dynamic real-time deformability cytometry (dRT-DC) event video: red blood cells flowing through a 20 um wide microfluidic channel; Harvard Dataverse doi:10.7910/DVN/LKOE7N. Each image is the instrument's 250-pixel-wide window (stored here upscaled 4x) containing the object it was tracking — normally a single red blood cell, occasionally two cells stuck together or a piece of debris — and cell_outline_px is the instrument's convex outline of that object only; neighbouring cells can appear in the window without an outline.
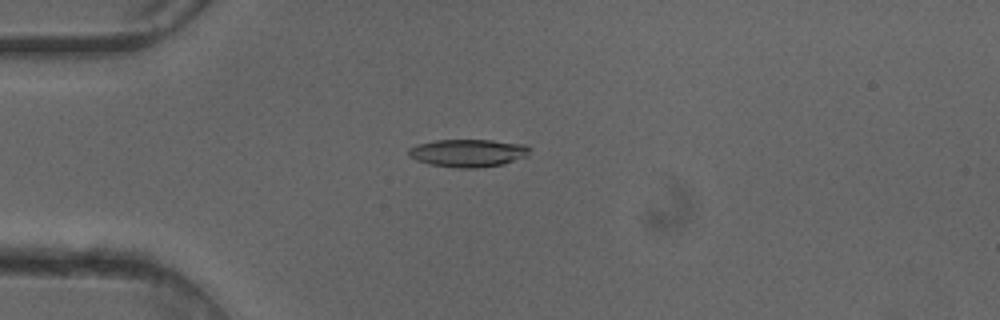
{"species": "common noctule bat (a hibernating species)", "species_latin": "Nyctalus noctula", "temperature_condition": "cold", "stored_images_in_passage": 50, "camera_frame_rate_fps": 3000, "um_per_image_px": 0.085, "animal": {"sex": "female"}, "frame": {"image": 1, "passage_image": 13, "time_ms": 4.0, "image_size_px": [1000, 320], "cell_outline_px": [[532, 148], [528, 156], [504, 164], [476, 168], [460, 168], [432, 164], [416, 160], [408, 156], [408, 148], [420, 144], [436, 140], [492, 140], [524, 144]], "centroid_in_image_um": [39.83, 13.0], "position_along_channel_um": 45.2, "area_um2": 19.59}}
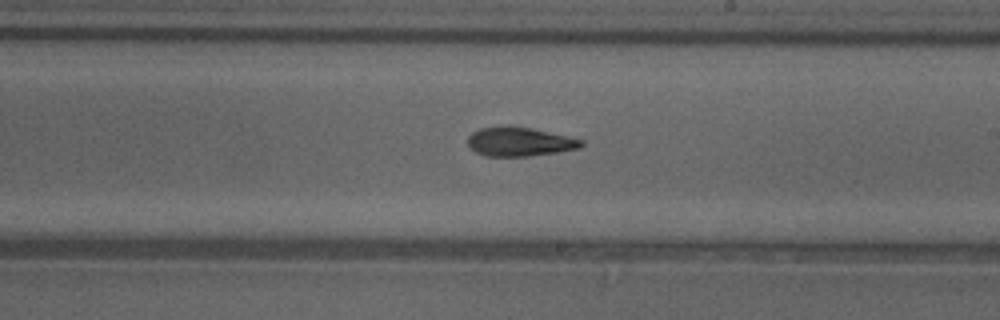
{"frame": {"image": 2, "passage_image": 29, "time_ms": 9.333, "image_size_px": [1000, 320], "cell_outline_px": [[584, 144], [580, 148], [556, 152], [528, 156], [484, 156], [476, 152], [468, 144], [468, 136], [472, 132], [480, 128], [508, 124], [532, 128], [584, 140]], "centroid_in_image_um": [44.14, 12.02], "position_along_channel_um": 244.9, "area_um2": 19.36}}
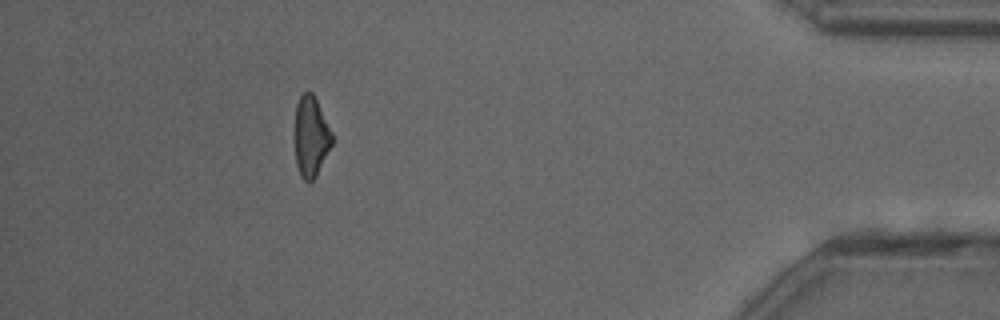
{"frame": {"image": 3, "passage_image": 45, "time_ms": 14.667, "image_size_px": [1000, 320], "cell_outline_px": [[332, 144], [316, 176], [312, 180], [304, 180], [300, 176], [296, 164], [292, 132], [296, 104], [300, 96], [304, 92], [312, 92], [332, 132]], "centroid_in_image_um": [26.37, 11.6], "position_along_channel_um": 408.8, "area_um2": 17.86}, "authors_computed_cell_mechanics": {"area_um2": 19.2763, "velocity_mm_per_s": 4.1173, "shape_relaxation_time_tau1_ms": 4.9958, "shape_relaxation_time_tau2_ms": 3.7881, "deformation_change_tau1": 0.1412, "deformation_change_tau2": 0.1276}}